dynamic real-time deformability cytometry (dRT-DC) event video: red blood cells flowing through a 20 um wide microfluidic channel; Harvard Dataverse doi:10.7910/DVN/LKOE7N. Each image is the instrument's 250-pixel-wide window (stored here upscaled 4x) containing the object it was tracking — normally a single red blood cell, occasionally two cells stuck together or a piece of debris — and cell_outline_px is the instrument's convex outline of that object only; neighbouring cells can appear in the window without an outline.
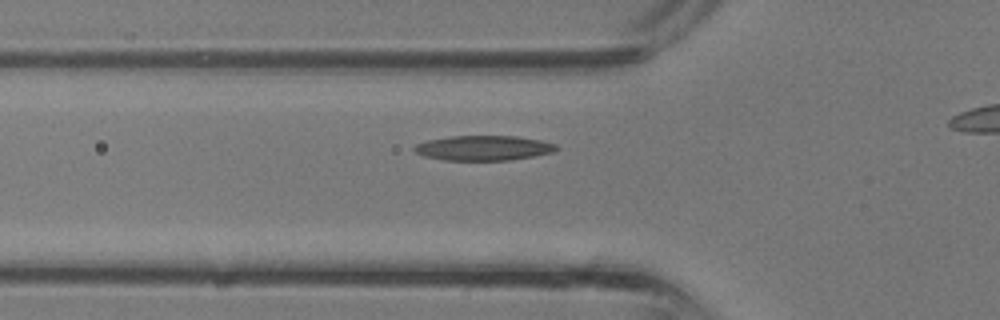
{"species": "common noctule bat (a hibernating species)", "species_latin": "Nyctalus noctula", "temperature_condition": "room temperature", "stored_images_in_passage": 20, "camera_frame_rate_fps": 3000, "um_per_image_px": 0.085, "animal": {"sex": "male", "body_mass_g": 13.3}, "frame": {"image": 1, "passage_image": 3, "time_ms": 0.667, "image_size_px": [1000, 320], "cell_outline_px": [[560, 148], [552, 152], [532, 156], [508, 160], [444, 160], [424, 156], [416, 152], [412, 148], [416, 144], [428, 140], [448, 136], [516, 136], [540, 140], [556, 144]], "centroid_in_image_um": [41.08, 12.57], "position_along_channel_um": 84.7, "area_um2": 20.52}}
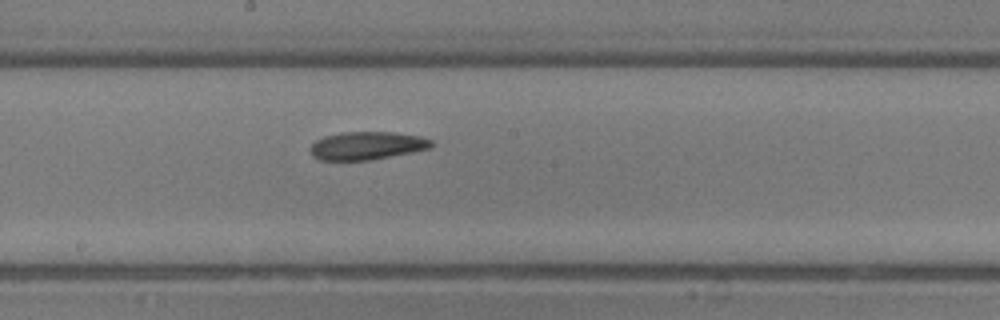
{"frame": {"image": 2, "passage_image": 10, "time_ms": 3.0, "image_size_px": [1000, 320], "cell_outline_px": [[436, 144], [432, 148], [372, 160], [320, 160], [312, 156], [308, 148], [316, 140], [324, 136], [344, 132], [392, 132], [420, 136], [432, 140]], "centroid_in_image_um": [31.2, 12.38], "position_along_channel_um": 217.0, "area_um2": 20.0}}
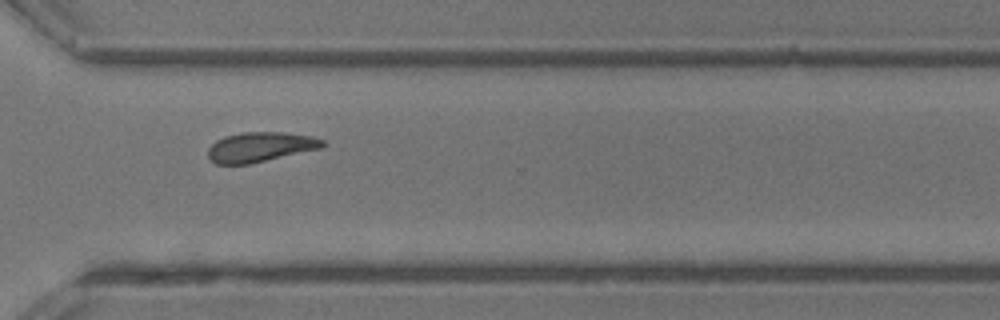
{"frame": {"image": 3, "passage_image": 17, "time_ms": 5.333, "image_size_px": [1000, 320], "cell_outline_px": [[324, 148], [248, 164], [216, 164], [208, 156], [208, 148], [216, 140], [224, 136], [244, 132], [284, 132], [312, 136], [324, 140]], "centroid_in_image_um": [22.15, 12.49], "position_along_channel_um": 348.5, "area_um2": 19.94}}